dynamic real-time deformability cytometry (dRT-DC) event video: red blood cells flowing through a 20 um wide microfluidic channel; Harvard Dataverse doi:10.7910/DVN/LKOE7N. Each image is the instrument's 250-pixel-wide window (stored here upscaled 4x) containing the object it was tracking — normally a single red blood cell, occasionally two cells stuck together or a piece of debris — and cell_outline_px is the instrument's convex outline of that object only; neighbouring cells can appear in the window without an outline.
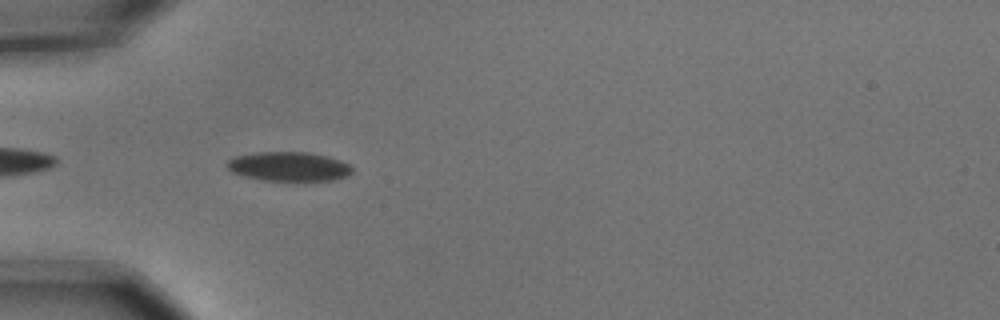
{"species": "common noctule bat (a hibernating species)", "species_latin": "Nyctalus noctula", "temperature_condition": "cold", "stored_images_in_passage": 5, "camera_frame_rate_fps": 3000, "um_per_image_px": 0.085, "animal": {"sex": "male", "body_mass_g": 15.6}, "frame": {"image": 1, "passage_image": 4, "time_ms": 1.0, "image_size_px": [1000, 320], "cell_outline_px": [[352, 172], [344, 176], [332, 180], [264, 180], [244, 176], [232, 172], [224, 164], [228, 160], [236, 156], [256, 152], [308, 152], [328, 156], [340, 160], [348, 164], [352, 168]], "centroid_in_image_um": [24.51, 14.14], "position_along_channel_um": 60.5, "area_um2": 21.15}}
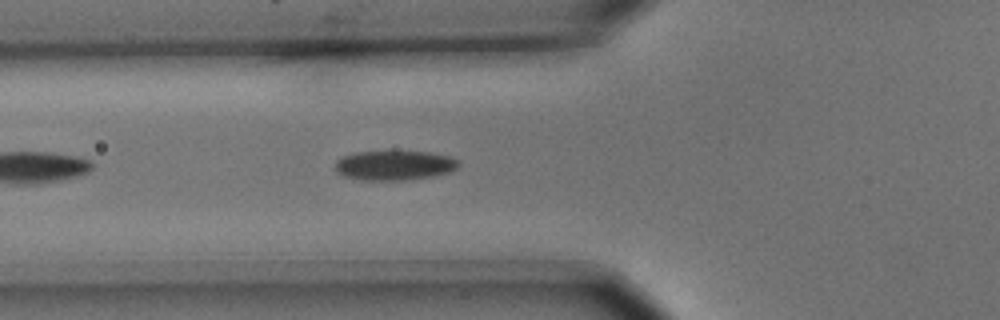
{"frame": {"image": 2, "passage_image": 5, "time_ms": 1.333, "image_size_px": [1000, 320], "cell_outline_px": [[460, 164], [452, 172], [436, 176], [404, 180], [360, 180], [344, 176], [336, 172], [336, 160], [340, 156], [356, 152], [428, 152], [448, 156], [460, 160]], "centroid_in_image_um": [33.54, 14.06], "position_along_channel_um": 92.3, "area_um2": 21.44}}